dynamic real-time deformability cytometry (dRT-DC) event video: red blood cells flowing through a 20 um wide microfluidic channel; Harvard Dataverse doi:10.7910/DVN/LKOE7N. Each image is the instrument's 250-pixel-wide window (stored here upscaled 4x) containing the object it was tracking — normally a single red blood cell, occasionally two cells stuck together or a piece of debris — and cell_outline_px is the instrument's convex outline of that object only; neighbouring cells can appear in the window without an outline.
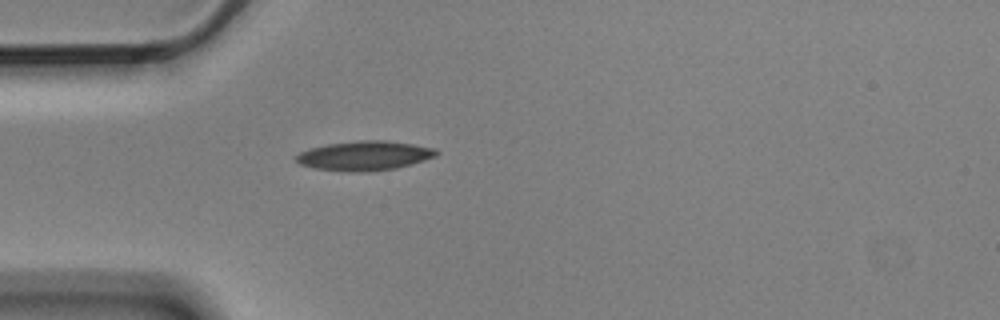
{"species": "Egyptian fruit bat (a non-hibernating species)", "species_latin": "Rousettus aegyptiacus", "temperature_condition": "cold", "stored_images_in_passage": 1, "camera_frame_rate_fps": 3000, "um_per_image_px": 0.085, "animal": {"sex": "male"}, "frame": {"image": 1, "passage_image": 1, "time_ms": 0.0, "image_size_px": [1000, 320], "cell_outline_px": [[440, 152], [436, 156], [424, 160], [396, 168], [368, 172], [352, 172], [316, 168], [300, 164], [296, 160], [296, 156], [300, 152], [308, 148], [328, 144], [360, 140], [384, 140], [412, 144], [436, 148]], "centroid_in_image_um": [31.0, 13.23], "position_along_channel_um": 54.0, "area_um2": 23.99}}